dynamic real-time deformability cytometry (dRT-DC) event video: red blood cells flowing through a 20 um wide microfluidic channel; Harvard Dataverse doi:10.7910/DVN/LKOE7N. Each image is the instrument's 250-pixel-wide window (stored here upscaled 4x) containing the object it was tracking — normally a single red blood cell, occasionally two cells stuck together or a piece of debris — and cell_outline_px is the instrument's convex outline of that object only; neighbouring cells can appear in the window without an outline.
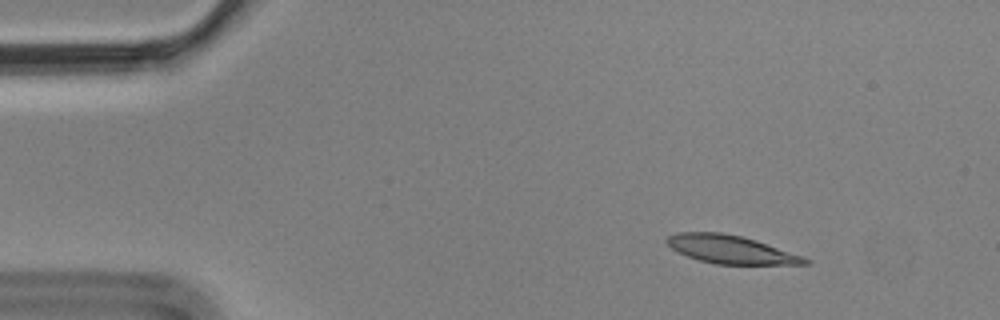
{"species": "Egyptian fruit bat (a non-hibernating species)", "species_latin": "Rousettus aegyptiacus", "temperature_condition": "cold", "stored_images_in_passage": 3, "camera_frame_rate_fps": 3000, "um_per_image_px": 0.085, "animal": {"sex": "male"}, "frame": {"image": 1, "passage_image": 1, "time_ms": 0.0, "image_size_px": [1000, 320], "cell_outline_px": [[812, 264], [716, 264], [700, 260], [676, 252], [664, 240], [668, 236], [680, 232], [720, 232], [740, 236], [756, 240], [804, 256], [812, 260]], "centroid_in_image_um": [62.14, 21.2], "position_along_channel_um": 22.9, "area_um2": 22.66}}